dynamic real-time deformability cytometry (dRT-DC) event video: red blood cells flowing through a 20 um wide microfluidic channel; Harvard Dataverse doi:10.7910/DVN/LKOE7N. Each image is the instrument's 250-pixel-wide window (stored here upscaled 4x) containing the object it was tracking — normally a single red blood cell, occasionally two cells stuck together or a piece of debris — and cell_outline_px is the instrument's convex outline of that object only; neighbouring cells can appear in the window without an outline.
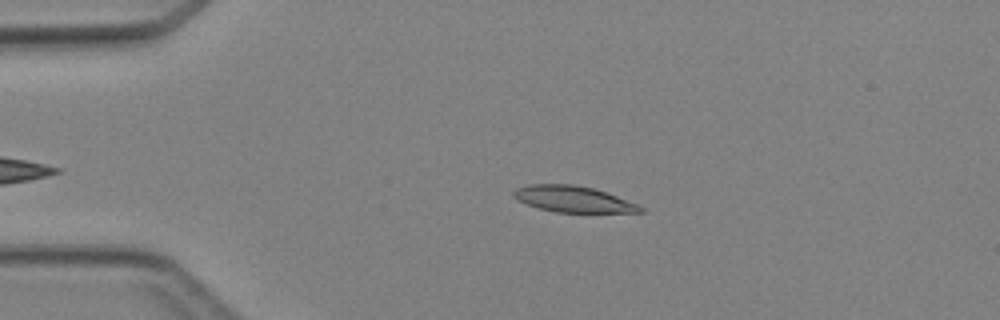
{"species": "Egyptian fruit bat (a non-hibernating species)", "species_latin": "Rousettus aegyptiacus", "temperature_condition": "cold", "stored_images_in_passage": 3, "camera_frame_rate_fps": 3000, "um_per_image_px": 0.085, "animal": {"sex": "female"}, "frame": {"image": 1, "passage_image": 2, "time_ms": 1.333, "image_size_px": [1000, 320], "cell_outline_px": [[644, 212], [556, 212], [540, 208], [516, 200], [512, 196], [512, 192], [516, 188], [528, 184], [572, 184], [592, 188], [616, 196], [636, 204], [644, 208]], "centroid_in_image_um": [48.66, 16.92], "position_along_channel_um": 36.3, "area_um2": 19.07}}